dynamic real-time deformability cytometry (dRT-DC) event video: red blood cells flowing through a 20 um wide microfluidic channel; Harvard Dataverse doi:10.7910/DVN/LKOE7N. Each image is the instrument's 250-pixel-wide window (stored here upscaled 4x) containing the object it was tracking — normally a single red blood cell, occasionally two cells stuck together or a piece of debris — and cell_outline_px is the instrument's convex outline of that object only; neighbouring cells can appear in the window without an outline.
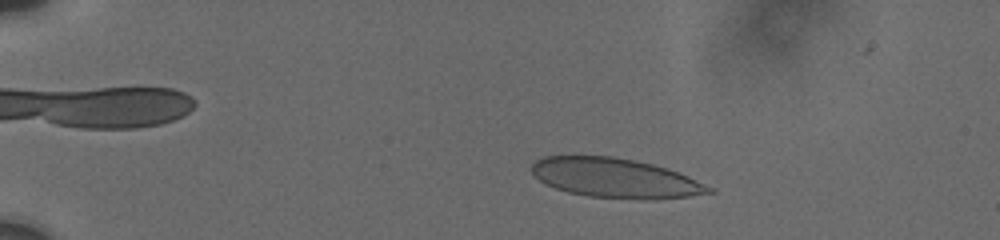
{"species": "human", "species_latin": "Homo sapiens", "temperature_condition": "cold", "stored_images_in_passage": 32, "camera_frame_rate_fps": 3000, "um_per_image_px": 0.085, "donor": {"sex": "male"}, "frame": {"image": 1, "passage_image": 17, "time_ms": 3.333, "image_size_px": [1000, 240], "cell_outline_px": [[716, 192], [688, 196], [588, 196], [568, 192], [544, 184], [532, 172], [532, 164], [536, 160], [544, 156], [612, 156], [652, 164], [668, 168], [688, 176], [716, 188]], "centroid_in_image_um": [52.26, 15.08], "position_along_channel_um": 32.7, "area_um2": 39.36}}